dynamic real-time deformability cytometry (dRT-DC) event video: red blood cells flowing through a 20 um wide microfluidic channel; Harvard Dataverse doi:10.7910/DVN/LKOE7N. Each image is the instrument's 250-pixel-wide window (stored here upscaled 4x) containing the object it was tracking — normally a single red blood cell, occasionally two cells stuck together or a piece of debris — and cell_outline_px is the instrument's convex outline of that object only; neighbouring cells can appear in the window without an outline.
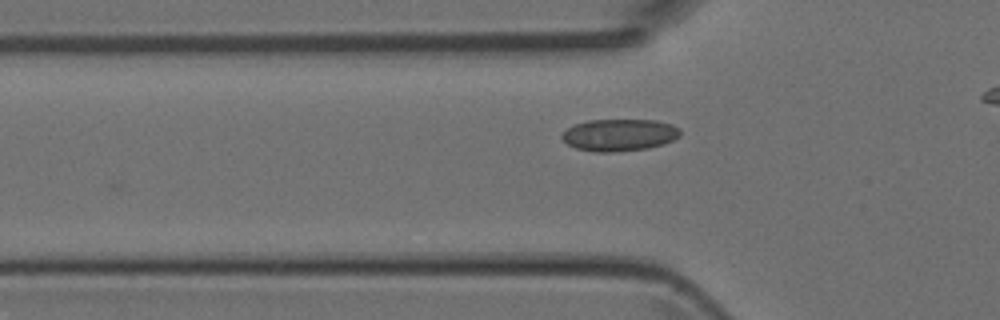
{"species": "Egyptian fruit bat (a non-hibernating species)", "species_latin": "Rousettus aegyptiacus", "temperature_condition": "room temperature", "stored_images_in_passage": 27, "camera_frame_rate_fps": 3000, "um_per_image_px": 0.085, "animal": {"sex": "female"}, "frame": {"image": 1, "passage_image": 2, "time_ms": 0.333, "image_size_px": [1000, 320], "cell_outline_px": [[680, 136], [664, 144], [648, 148], [616, 152], [596, 152], [576, 148], [568, 144], [560, 136], [568, 128], [576, 124], [588, 120], [656, 120], [672, 124], [680, 128]], "centroid_in_image_um": [52.67, 11.47], "position_along_channel_um": 73.1, "area_um2": 22.08}}
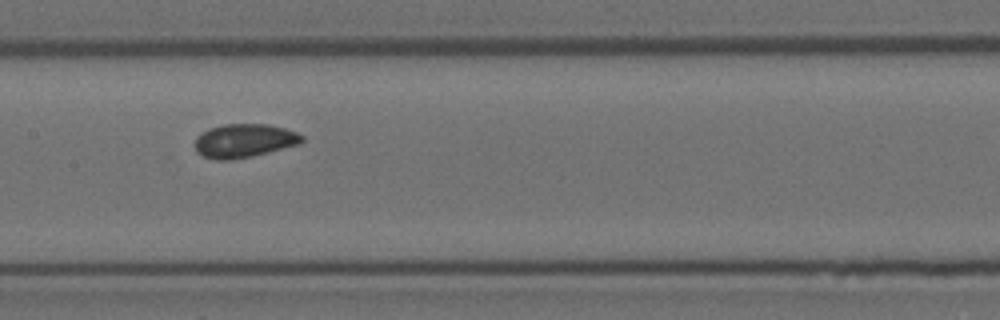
{"frame": {"image": 2, "passage_image": 10, "time_ms": 3.0, "image_size_px": [1000, 320], "cell_outline_px": [[304, 140], [300, 144], [252, 156], [232, 160], [216, 160], [204, 156], [196, 152], [196, 136], [212, 128], [224, 124], [268, 124], [284, 128], [296, 132], [304, 136]], "centroid_in_image_um": [20.78, 11.96], "position_along_channel_um": 186.6, "area_um2": 20.87}}
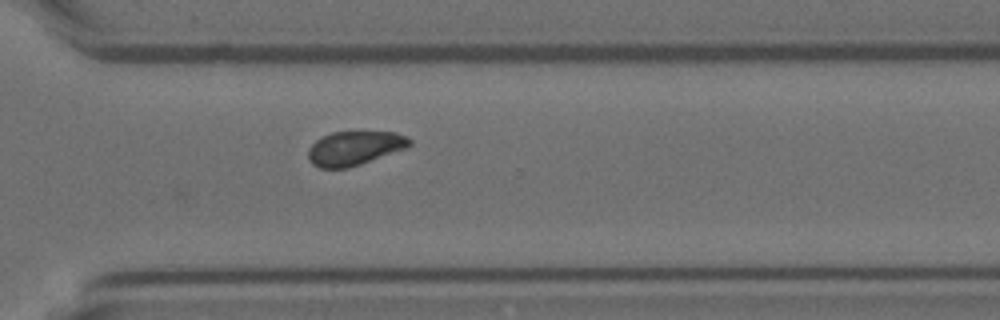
{"frame": {"image": 3, "passage_image": 21, "time_ms": 6.667, "image_size_px": [1000, 320], "cell_outline_px": [[412, 144], [404, 148], [360, 164], [348, 168], [320, 168], [312, 164], [308, 160], [308, 148], [316, 140], [332, 132], [360, 128], [392, 132], [404, 136], [412, 140]], "centroid_in_image_um": [30.11, 12.54], "position_along_channel_um": 340.5, "area_um2": 20.69}}